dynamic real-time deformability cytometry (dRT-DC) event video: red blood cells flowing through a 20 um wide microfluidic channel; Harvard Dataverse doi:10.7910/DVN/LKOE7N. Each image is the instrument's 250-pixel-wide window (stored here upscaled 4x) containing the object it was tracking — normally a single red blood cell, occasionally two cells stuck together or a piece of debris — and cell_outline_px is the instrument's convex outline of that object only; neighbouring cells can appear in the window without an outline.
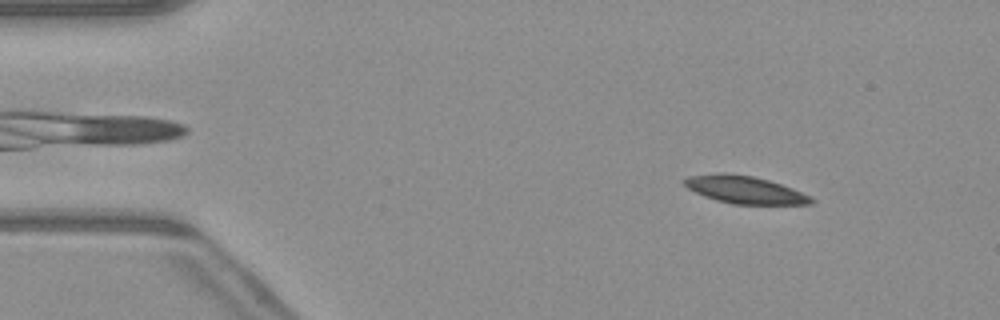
{"species": "common noctule bat (a hibernating species)", "species_latin": "Nyctalus noctula", "temperature_condition": "warm", "stored_images_in_passage": 50, "camera_frame_rate_fps": 3000, "um_per_image_px": 0.085, "animal": {"sex": "male", "body_mass_g": 23.1, "forearm_length_mm": 52.7}, "frame": {"image": 1, "passage_image": 6, "time_ms": 1.667, "image_size_px": [1000, 320], "cell_outline_px": [[816, 200], [812, 204], [732, 204], [716, 200], [704, 196], [688, 188], [680, 180], [688, 176], [752, 176], [768, 180], [792, 188]], "centroid_in_image_um": [63.35, 16.18], "position_along_channel_um": 21.6, "area_um2": 19.31}}
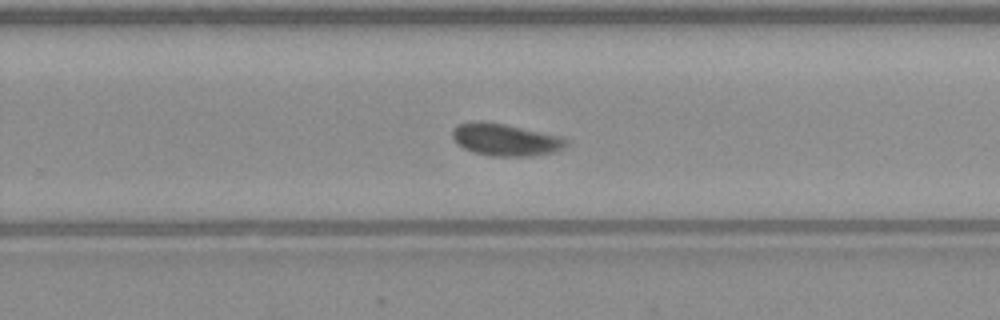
{"frame": {"image": 2, "passage_image": 32, "time_ms": 10.333, "image_size_px": [1000, 320], "cell_outline_px": [[568, 144], [564, 148], [552, 152], [532, 156], [492, 156], [472, 152], [456, 144], [452, 136], [452, 128], [456, 124], [472, 120], [484, 120], [564, 136], [568, 140]], "centroid_in_image_um": [42.93, 11.85], "position_along_channel_um": 286.9, "area_um2": 21.85}}
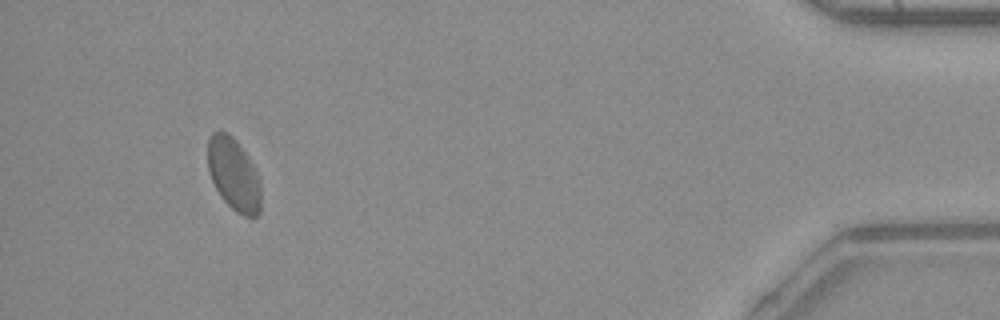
{"frame": {"image": 3, "passage_image": 47, "time_ms": 15.333, "image_size_px": [1000, 320], "cell_outline_px": [[260, 212], [256, 216], [244, 216], [236, 212], [220, 196], [212, 180], [208, 168], [208, 136], [212, 132], [220, 128], [228, 132], [236, 140], [248, 156], [256, 172], [260, 184]], "centroid_in_image_um": [19.84, 14.77], "position_along_channel_um": 415.4, "area_um2": 22.54}, "authors_computed_cell_mechanics": {"area_um2": 21.0681, "velocity_mm_per_s": 4.0404, "shape_relaxation_time_tau1_ms": null, "shape_relaxation_time_tau2_ms": 2.3192, "deformation_change_tau1": null, "deformation_change_tau2": 0.0626}}